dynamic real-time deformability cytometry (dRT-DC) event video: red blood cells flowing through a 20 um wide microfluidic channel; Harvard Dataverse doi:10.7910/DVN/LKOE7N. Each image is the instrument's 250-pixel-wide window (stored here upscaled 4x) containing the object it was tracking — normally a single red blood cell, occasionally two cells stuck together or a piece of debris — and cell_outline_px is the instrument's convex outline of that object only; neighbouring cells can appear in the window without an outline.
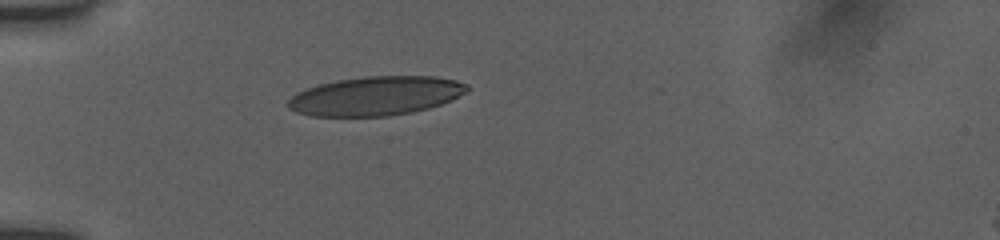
{"species": "human", "species_latin": "Homo sapiens", "temperature_condition": "room temperature", "stored_images_in_passage": 37, "camera_frame_rate_fps": 3000, "um_per_image_px": 0.085, "donor": {"sex": "female"}, "frame": {"image": 1, "passage_image": 1, "time_ms": 0.0, "image_size_px": [1000, 240], "cell_outline_px": [[468, 88], [464, 92], [452, 100], [428, 108], [412, 112], [388, 116], [312, 116], [296, 112], [288, 108], [288, 100], [296, 92], [320, 84], [336, 80], [364, 76], [436, 76], [456, 80], [468, 84]], "centroid_in_image_um": [31.93, 8.15], "position_along_channel_um": 53.1, "area_um2": 40.69}}
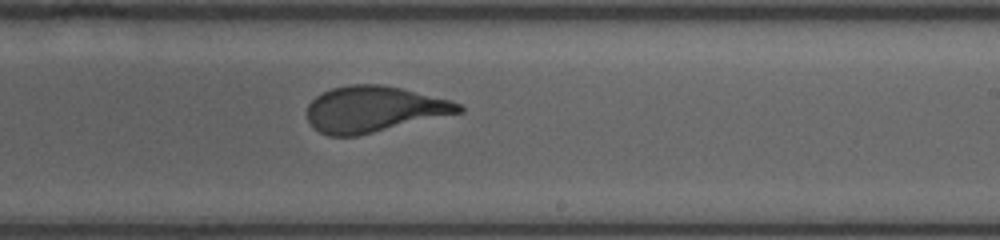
{"frame": {"image": 2, "passage_image": 18, "time_ms": 5.667, "image_size_px": [1000, 240], "cell_outline_px": [[464, 112], [356, 136], [328, 136], [312, 128], [308, 120], [308, 104], [316, 96], [332, 88], [348, 84], [384, 84], [452, 100], [460, 104], [464, 108]], "centroid_in_image_um": [31.79, 9.28], "position_along_channel_um": 257.2, "area_um2": 40.75}}
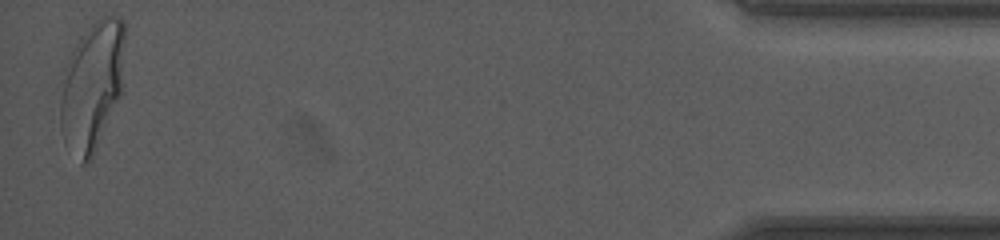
{"frame": {"image": 3, "passage_image": 37, "time_ms": 12.0, "image_size_px": [1000, 240], "cell_outline_px": [[124, 92], [92, 160], [84, 164], [80, 164], [60, 128], [60, 100], [64, 68], [80, 36], [104, 12], [120, 16], [124, 20]], "centroid_in_image_um": [7.89, 7.27], "position_along_channel_um": 427.3, "area_um2": 49.59}, "authors_computed_cell_mechanics": {"area_um2": 42.0206, "velocity_mm_per_s": 3.9182, "shape_relaxation_time_tau1_ms": 5.6502, "shape_relaxation_time_tau2_ms": null, "deformation_change_tau1": 0.2074, "deformation_change_tau2": null}}